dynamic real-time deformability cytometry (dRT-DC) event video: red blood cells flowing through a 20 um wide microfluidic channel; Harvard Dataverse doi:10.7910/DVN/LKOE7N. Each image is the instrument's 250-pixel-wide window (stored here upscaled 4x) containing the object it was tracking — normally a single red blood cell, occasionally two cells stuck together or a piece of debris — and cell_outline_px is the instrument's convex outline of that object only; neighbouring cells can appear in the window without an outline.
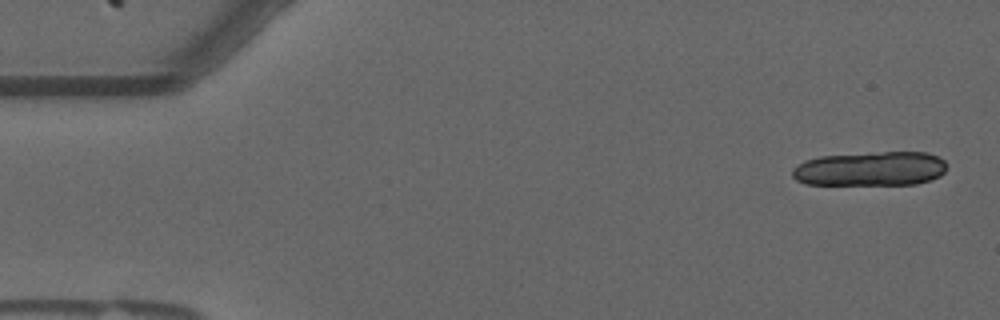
{"species": "common noctule bat (a hibernating species)", "species_latin": "Nyctalus noctula", "temperature_condition": "warm", "stored_images_in_passage": 18, "camera_frame_rate_fps": 3000, "um_per_image_px": 0.085, "animal": {"sex": "male", "forearm_length_mm": 52.5}, "frame": {"image": 1, "passage_image": 2, "time_ms": 0.333, "image_size_px": [1000, 320], "cell_outline_px": [[948, 168], [940, 176], [916, 184], [808, 184], [796, 180], [792, 176], [792, 168], [804, 160], [820, 156], [884, 152], [928, 152], [944, 160], [948, 164]], "centroid_in_image_um": [74.0, 14.34], "position_along_channel_um": 11.0, "area_um2": 30.92}}